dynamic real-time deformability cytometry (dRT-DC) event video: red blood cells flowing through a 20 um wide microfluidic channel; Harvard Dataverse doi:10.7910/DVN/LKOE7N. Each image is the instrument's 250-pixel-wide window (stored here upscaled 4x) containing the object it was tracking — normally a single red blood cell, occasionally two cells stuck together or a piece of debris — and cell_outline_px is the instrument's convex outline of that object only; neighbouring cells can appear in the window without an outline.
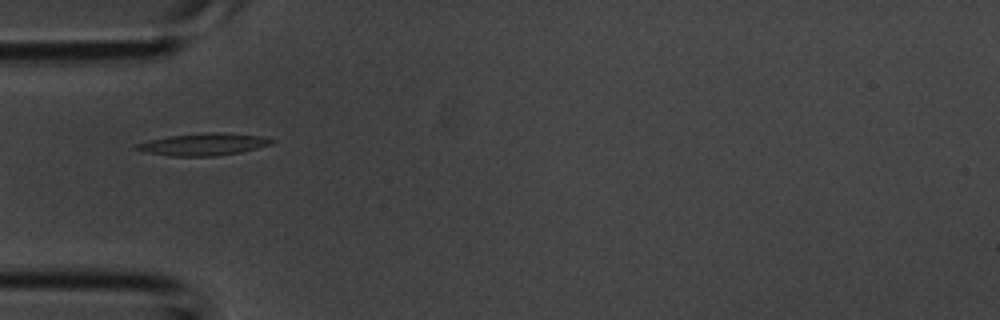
{"species": "common noctule bat (a hibernating species)", "species_latin": "Nyctalus noctula", "temperature_condition": "room temperature", "stored_images_in_passage": 3, "camera_frame_rate_fps": 3000, "um_per_image_px": 0.085, "animal": {"sex": "male", "body_mass_g": 20.1, "forearm_length_mm": 53.5}, "frame": {"image": 1, "passage_image": 3, "time_ms": 0.667, "image_size_px": [1000, 320], "cell_outline_px": [[276, 140], [272, 144], [240, 152], [216, 156], [168, 156], [144, 152], [132, 148], [136, 144], [148, 140], [168, 136], [204, 132], [224, 132], [268, 136]], "centroid_in_image_um": [17.31, 12.25], "position_along_channel_um": 67.7, "area_um2": 17.86}}